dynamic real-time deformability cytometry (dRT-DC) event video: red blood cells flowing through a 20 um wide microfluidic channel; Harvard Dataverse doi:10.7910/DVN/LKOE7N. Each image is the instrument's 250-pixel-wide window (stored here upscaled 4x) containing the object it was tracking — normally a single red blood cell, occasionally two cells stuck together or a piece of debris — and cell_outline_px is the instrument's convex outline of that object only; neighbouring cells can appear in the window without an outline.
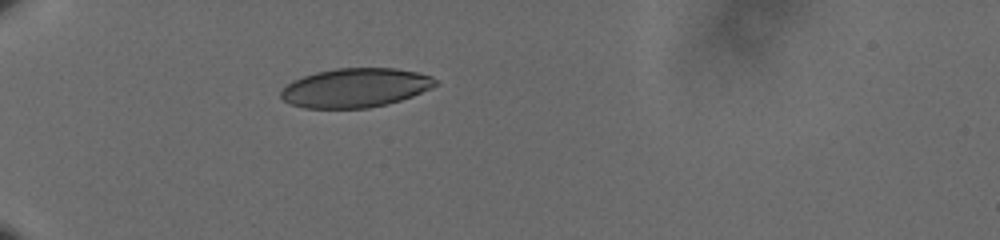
{"species": "human", "species_latin": "Homo sapiens", "temperature_condition": "cold", "stored_images_in_passage": 40, "camera_frame_rate_fps": 3000, "um_per_image_px": 0.085, "donor": {"sex": "male"}, "frame": {"image": 1, "passage_image": 1, "time_ms": 0.0, "image_size_px": [1000, 240], "cell_outline_px": [[436, 84], [412, 96], [388, 104], [368, 108], [304, 108], [292, 104], [284, 100], [280, 96], [280, 92], [292, 80], [316, 72], [336, 68], [396, 68], [416, 72], [432, 76], [436, 80]], "centroid_in_image_um": [30.18, 7.46], "position_along_channel_um": 54.8, "area_um2": 34.97}}
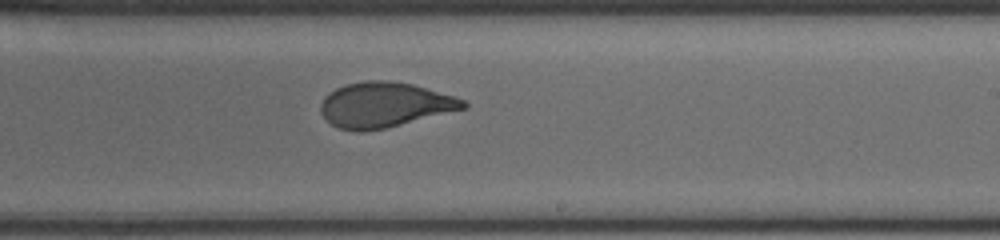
{"frame": {"image": 2, "passage_image": 20, "time_ms": 6.333, "image_size_px": [1000, 240], "cell_outline_px": [[468, 108], [384, 128], [360, 132], [356, 132], [340, 128], [332, 124], [320, 112], [320, 104], [324, 96], [328, 92], [336, 88], [348, 84], [364, 80], [388, 80], [412, 84], [452, 96], [464, 100], [468, 104]], "centroid_in_image_um": [32.66, 8.9], "position_along_channel_um": 256.3, "area_um2": 37.22}}
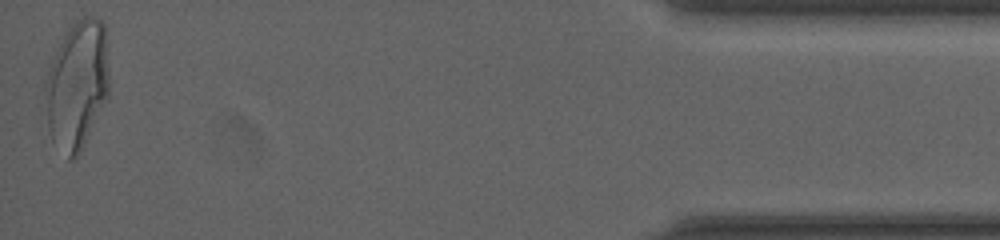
{"frame": {"image": 3, "passage_image": 40, "time_ms": 13.0, "image_size_px": [1000, 240], "cell_outline_px": [[108, 96], [80, 152], [72, 160], [68, 160], [52, 140], [48, 128], [44, 88], [44, 80], [48, 68], [64, 36], [72, 24], [76, 20], [84, 16], [96, 16], [104, 24], [108, 72]], "centroid_in_image_um": [6.53, 7.23], "position_along_channel_um": 428.7, "area_um2": 47.57}, "authors_computed_cell_mechanics": {"area_um2": 37.8879, "velocity_mm_per_s": 3.6227, "shape_relaxation_time_tau1_ms": 5.8144, "shape_relaxation_time_tau2_ms": 0.7804, "deformation_change_tau1": 0.2107, "deformation_change_tau2": 0.0664}}